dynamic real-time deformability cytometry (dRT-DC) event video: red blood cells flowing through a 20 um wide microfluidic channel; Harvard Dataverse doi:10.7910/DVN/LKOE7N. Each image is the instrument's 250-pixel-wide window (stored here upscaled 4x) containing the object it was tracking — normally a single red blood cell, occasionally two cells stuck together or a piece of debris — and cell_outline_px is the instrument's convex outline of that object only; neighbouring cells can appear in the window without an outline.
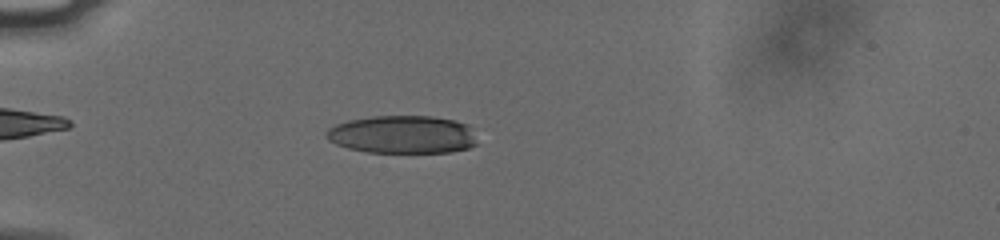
{"species": "human", "species_latin": "Homo sapiens", "temperature_condition": "cold", "stored_images_in_passage": 55, "camera_frame_rate_fps": 3000, "um_per_image_px": 0.085, "donor": {"sex": "male"}, "frame": {"image": 1, "passage_image": 17, "time_ms": 5.333, "image_size_px": [1000, 240], "cell_outline_px": [[476, 144], [468, 148], [452, 152], [368, 152], [348, 148], [336, 144], [328, 140], [324, 136], [324, 132], [328, 128], [336, 124], [348, 120], [372, 116], [432, 116], [452, 120], [468, 124], [472, 128]], "centroid_in_image_um": [34.18, 11.43], "position_along_channel_um": 50.8, "area_um2": 33.47}}
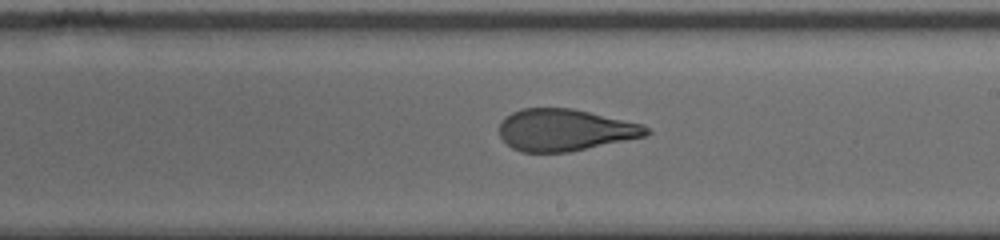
{"frame": {"image": 2, "passage_image": 34, "time_ms": 11.0, "image_size_px": [1000, 240], "cell_outline_px": [[652, 132], [648, 136], [568, 152], [520, 152], [512, 148], [500, 136], [500, 120], [504, 116], [512, 112], [524, 108], [572, 108], [644, 124]], "centroid_in_image_um": [48.04, 11.04], "position_along_channel_um": 241.0, "area_um2": 36.07}}
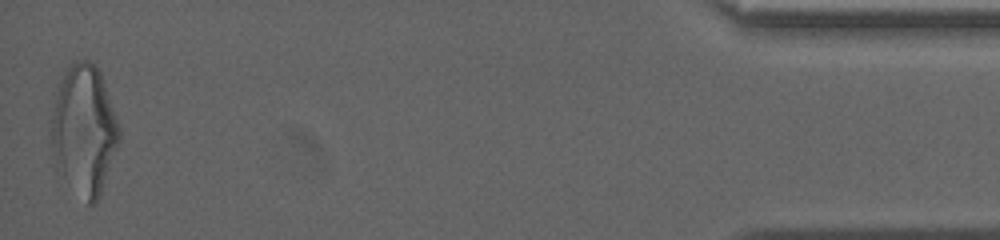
{"frame": {"image": 3, "passage_image": 55, "time_ms": 18.0, "image_size_px": [1000, 240], "cell_outline_px": [[120, 140], [100, 196], [96, 204], [88, 204], [56, 168], [52, 148], [52, 116], [56, 96], [64, 72], [68, 64], [84, 56], [100, 72], [120, 128]], "centroid_in_image_um": [7.16, 11.04], "position_along_channel_um": 428.0, "area_um2": 50.75}, "authors_computed_cell_mechanics": {"area_um2": 36.125, "velocity_mm_per_s": 3.8041, "shape_relaxation_time_tau1_ms": 6.0463, "shape_relaxation_time_tau2_ms": 1.3566, "deformation_change_tau1": 0.2116, "deformation_change_tau2": 0.0896}}